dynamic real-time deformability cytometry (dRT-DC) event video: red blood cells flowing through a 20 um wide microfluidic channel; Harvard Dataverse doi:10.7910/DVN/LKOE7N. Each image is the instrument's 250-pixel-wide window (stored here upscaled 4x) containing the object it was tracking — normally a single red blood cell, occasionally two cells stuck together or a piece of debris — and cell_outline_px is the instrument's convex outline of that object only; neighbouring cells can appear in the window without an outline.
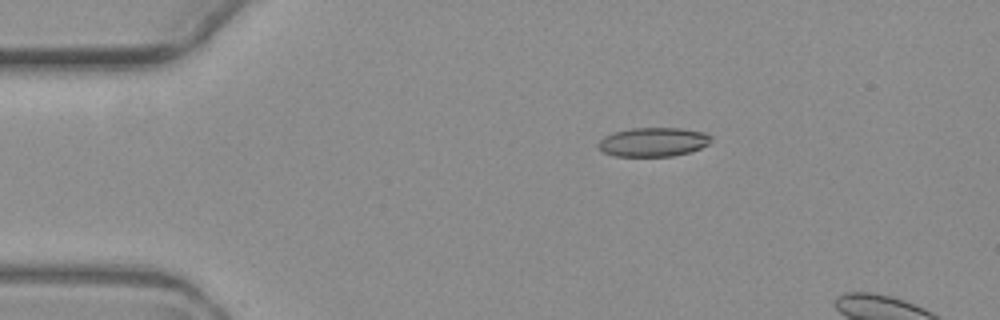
{"species": "common noctule bat (a hibernating species)", "species_latin": "Nyctalus noctula", "temperature_condition": "warm", "stored_images_in_passage": 5, "camera_frame_rate_fps": 3000, "um_per_image_px": 0.085, "animal": {"sex": "female", "body_mass_g": 19.3, "forearm_length_mm": 54.1}, "frame": {"image": 1, "passage_image": 3, "time_ms": 3.0, "image_size_px": [1000, 320], "cell_outline_px": [[712, 140], [708, 144], [700, 148], [688, 152], [672, 156], [616, 156], [604, 152], [596, 144], [604, 136], [616, 132], [632, 128], [680, 128], [704, 132], [712, 136]], "centroid_in_image_um": [55.54, 12.07], "position_along_channel_um": 29.5, "area_um2": 18.96}}